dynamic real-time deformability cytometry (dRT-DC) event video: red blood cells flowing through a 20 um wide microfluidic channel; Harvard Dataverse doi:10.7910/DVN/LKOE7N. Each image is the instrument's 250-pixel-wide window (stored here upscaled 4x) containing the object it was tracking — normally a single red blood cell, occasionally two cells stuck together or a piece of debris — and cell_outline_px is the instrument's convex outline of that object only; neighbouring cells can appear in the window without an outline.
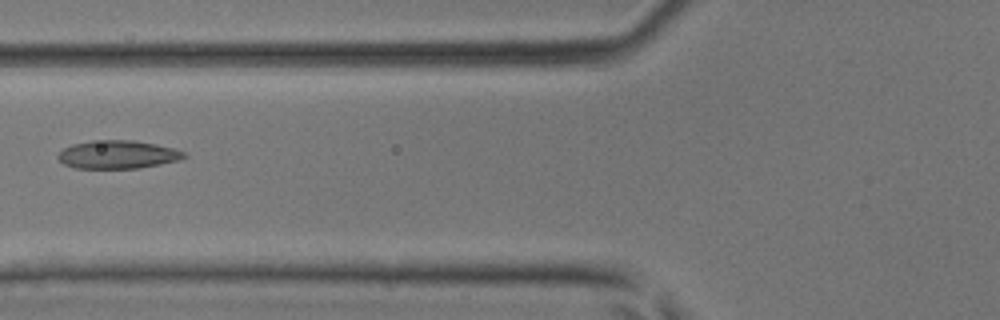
{"species": "common noctule bat (a hibernating species)", "species_latin": "Nyctalus noctula", "temperature_condition": "room temperature", "stored_images_in_passage": 38, "camera_frame_rate_fps": 3000, "um_per_image_px": 0.085, "animal": {"sex": "male", "body_mass_g": 17.9, "forearm_length_mm": 54.2}, "frame": {"image": 1, "passage_image": 12, "time_ms": 3.667, "image_size_px": [1000, 320], "cell_outline_px": [[188, 156], [176, 160], [160, 164], [140, 168], [76, 168], [64, 164], [56, 156], [64, 148], [72, 144], [92, 140], [132, 140], [156, 144], [176, 148], [184, 152]], "centroid_in_image_um": [10.01, 13.13], "position_along_channel_um": 115.8, "area_um2": 20.69}}
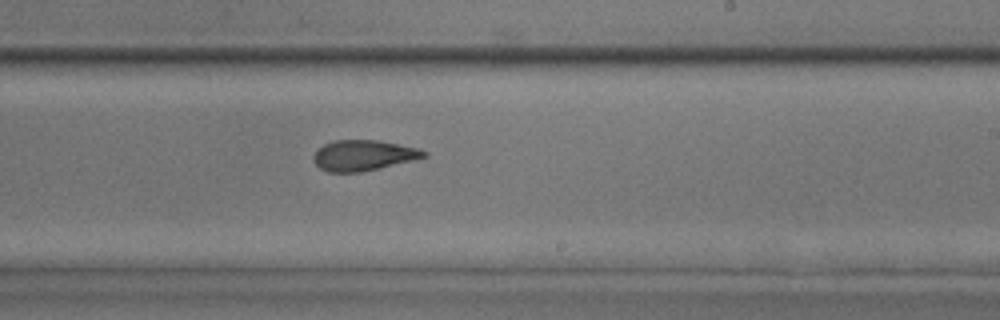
{"frame": {"image": 2, "passage_image": 21, "time_ms": 6.667, "image_size_px": [1000, 320], "cell_outline_px": [[428, 156], [380, 168], [360, 172], [328, 172], [320, 168], [312, 160], [312, 156], [316, 148], [332, 140], [380, 140], [420, 148], [428, 152]], "centroid_in_image_um": [30.87, 13.19], "position_along_channel_um": 258.1, "area_um2": 19.94}}
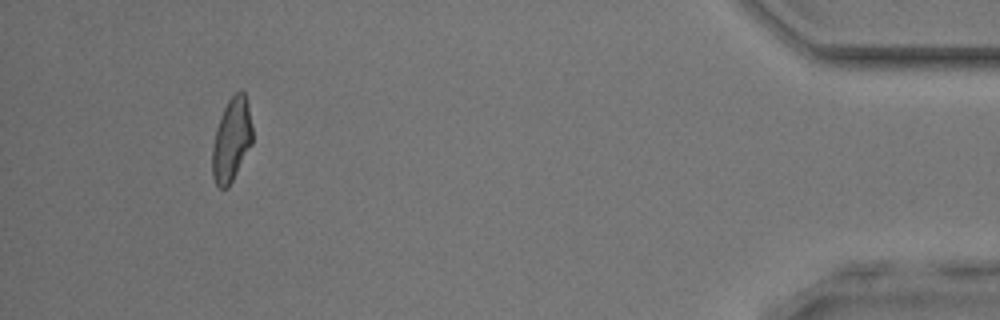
{"frame": {"image": 3, "passage_image": 35, "time_ms": 11.333, "image_size_px": [1000, 320], "cell_outline_px": [[252, 144], [228, 188], [220, 188], [216, 184], [212, 176], [212, 148], [216, 128], [220, 116], [228, 100], [240, 88], [244, 92], [248, 104], [252, 124]], "centroid_in_image_um": [19.68, 11.87], "position_along_channel_um": 415.5, "area_um2": 19.59}}